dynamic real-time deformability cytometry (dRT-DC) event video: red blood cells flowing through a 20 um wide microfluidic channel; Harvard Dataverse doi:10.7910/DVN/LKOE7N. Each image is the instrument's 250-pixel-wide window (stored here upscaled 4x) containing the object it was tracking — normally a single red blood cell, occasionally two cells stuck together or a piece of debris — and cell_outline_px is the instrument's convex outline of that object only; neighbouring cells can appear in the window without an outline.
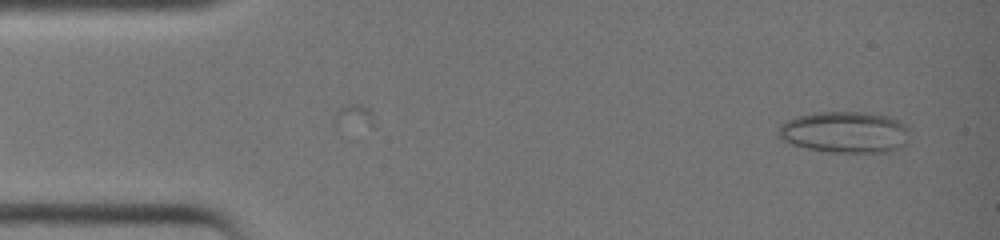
{"species": "common noctule bat (a hibernating species)", "species_latin": "Nyctalus noctula", "temperature_condition": "warm", "stored_images_in_passage": 37, "camera_frame_rate_fps": 3000, "um_per_image_px": 0.085, "animal": {"sex": "female", "body_mass_g": 19.0, "forearm_length_mm": 51.5}, "frame": {"image": 1, "passage_image": 1, "time_ms": 0.0, "image_size_px": [1000, 240], "cell_outline_px": [[908, 144], [900, 148], [884, 152], [828, 152], [788, 144], [776, 132], [780, 124], [796, 116], [816, 112], [864, 112], [892, 116], [904, 124], [908, 128]], "centroid_in_image_um": [71.83, 11.23], "position_along_channel_um": 13.2, "area_um2": 32.02}}
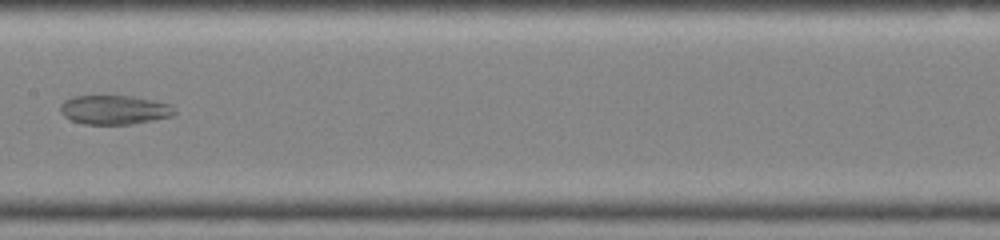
{"frame": {"image": 2, "passage_image": 19, "time_ms": 6.0, "image_size_px": [1000, 240], "cell_outline_px": [[176, 116], [132, 124], [84, 124], [72, 120], [64, 116], [60, 112], [60, 104], [64, 100], [72, 96], [132, 96], [172, 104], [176, 108]], "centroid_in_image_um": [9.76, 9.33], "position_along_channel_um": 197.6, "area_um2": 19.65}}
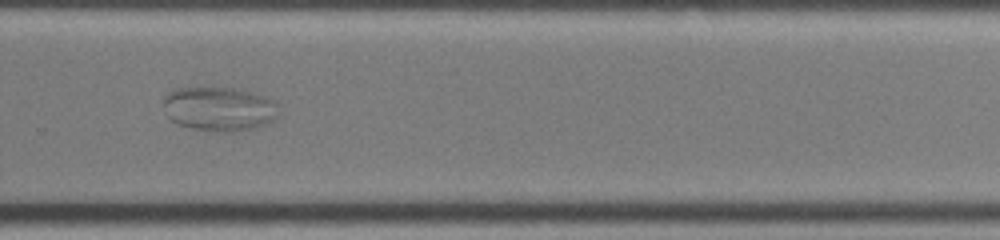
{"frame": {"image": 3, "passage_image": 26, "time_ms": 8.333, "image_size_px": [1000, 240], "cell_outline_px": [[280, 116], [268, 124], [252, 128], [232, 132], [220, 132], [192, 128], [176, 124], [168, 116], [164, 104], [164, 96], [168, 92], [176, 88], [232, 88], [264, 96], [280, 104]], "centroid_in_image_um": [18.68, 9.27], "position_along_channel_um": 311.1, "area_um2": 29.82}}